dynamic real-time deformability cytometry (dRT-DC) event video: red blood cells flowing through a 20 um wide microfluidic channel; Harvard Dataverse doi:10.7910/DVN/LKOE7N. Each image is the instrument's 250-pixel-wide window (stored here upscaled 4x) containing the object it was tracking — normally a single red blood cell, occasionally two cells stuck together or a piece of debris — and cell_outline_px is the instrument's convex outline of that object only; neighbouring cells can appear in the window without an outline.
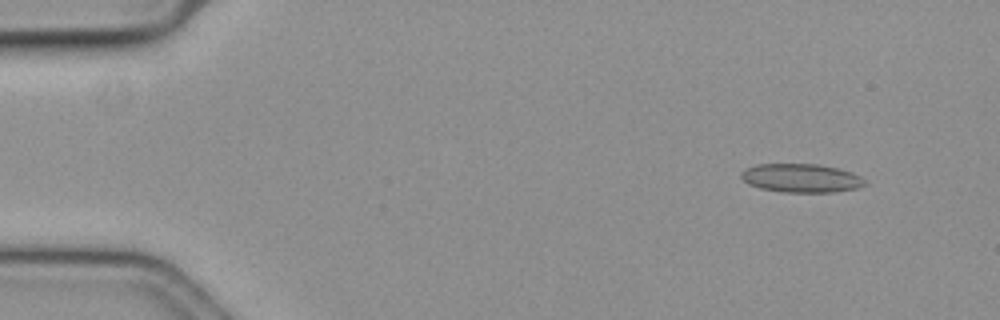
{"species": "common noctule bat (a hibernating species)", "species_latin": "Nyctalus noctula", "temperature_condition": "cold", "stored_images_in_passage": 16, "camera_frame_rate_fps": 3000, "um_per_image_px": 0.085, "animal": {"sex": "female", "body_mass_g": 19.3, "forearm_length_mm": 54.1}, "frame": {"image": 1, "passage_image": 5, "time_ms": 1.333, "image_size_px": [1000, 320], "cell_outline_px": [[864, 184], [856, 188], [832, 192], [784, 192], [760, 188], [748, 184], [740, 176], [740, 172], [744, 168], [756, 164], [820, 164], [852, 172], [860, 176], [864, 180]], "centroid_in_image_um": [68.04, 15.13], "position_along_channel_um": 17.0, "area_um2": 20.58}}